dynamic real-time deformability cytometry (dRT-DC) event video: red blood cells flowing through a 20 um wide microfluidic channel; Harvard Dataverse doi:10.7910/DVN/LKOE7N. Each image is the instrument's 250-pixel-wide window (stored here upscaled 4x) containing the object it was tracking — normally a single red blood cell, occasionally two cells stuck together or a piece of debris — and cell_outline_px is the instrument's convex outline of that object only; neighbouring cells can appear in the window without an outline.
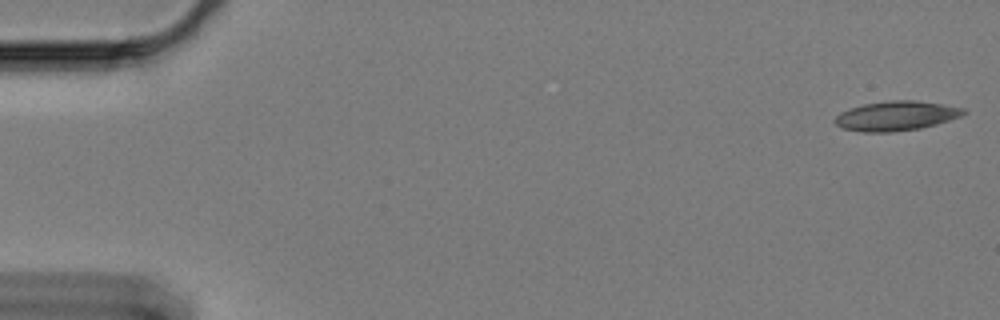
{"species": "Egyptian fruit bat (a non-hibernating species)", "species_latin": "Rousettus aegyptiacus", "temperature_condition": "cold", "stored_images_in_passage": 15, "camera_frame_rate_fps": 3000, "um_per_image_px": 0.085, "animal": {"sex": "female"}, "frame": {"image": 1, "passage_image": 1, "time_ms": 0.0, "image_size_px": [1000, 320], "cell_outline_px": [[968, 112], [960, 116], [936, 124], [920, 128], [888, 132], [864, 132], [844, 128], [836, 124], [836, 116], [840, 112], [864, 104], [892, 100], [916, 100], [964, 108]], "centroid_in_image_um": [76.2, 9.84], "position_along_channel_um": 8.8, "area_um2": 21.73}}
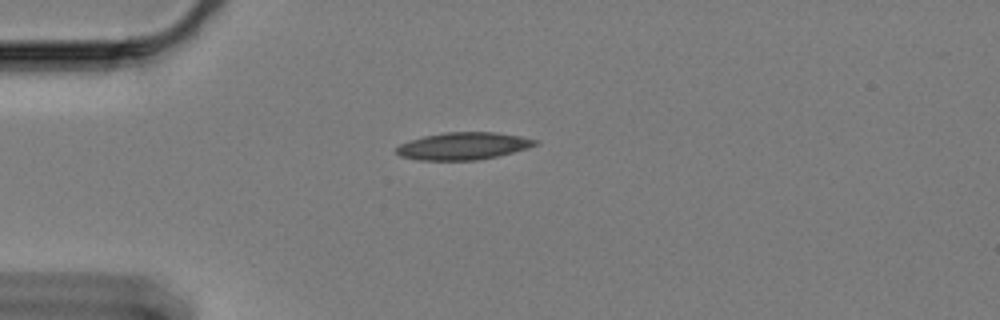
{"frame": {"image": 2, "passage_image": 15, "time_ms": 4.667, "image_size_px": [1000, 320], "cell_outline_px": [[540, 144], [528, 148], [496, 156], [476, 160], [420, 160], [400, 156], [396, 152], [396, 148], [400, 144], [424, 136], [444, 132], [496, 132], [520, 136], [536, 140]], "centroid_in_image_um": [39.39, 12.41], "position_along_channel_um": 45.6, "area_um2": 21.91}}